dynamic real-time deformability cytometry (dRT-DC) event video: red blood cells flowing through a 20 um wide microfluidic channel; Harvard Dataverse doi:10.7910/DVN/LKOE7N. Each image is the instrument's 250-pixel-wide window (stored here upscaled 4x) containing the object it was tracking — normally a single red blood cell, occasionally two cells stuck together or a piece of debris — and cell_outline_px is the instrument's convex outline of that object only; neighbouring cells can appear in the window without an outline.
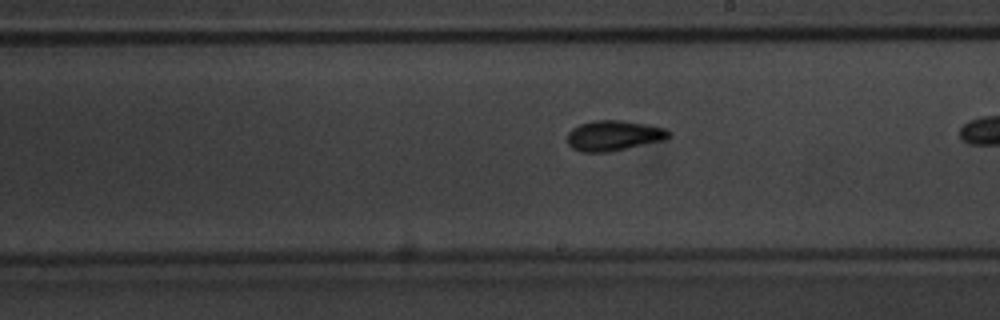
{"species": "common noctule bat (a hibernating species)", "species_latin": "Nyctalus noctula", "temperature_condition": "warm", "stored_images_in_passage": 37, "camera_frame_rate_fps": 3000, "um_per_image_px": 0.085, "animal": {"sex": "male", "body_mass_g": 20.1, "forearm_length_mm": 53.5}, "frame": {"image": 1, "passage_image": 27, "time_ms": 8.667, "image_size_px": [1000, 320], "cell_outline_px": [[672, 136], [664, 140], [608, 152], [580, 152], [572, 148], [568, 144], [568, 132], [572, 128], [580, 124], [592, 120], [620, 120], [644, 124], [664, 128], [672, 132]], "centroid_in_image_um": [52.16, 11.52], "position_along_channel_um": 236.8, "area_um2": 17.92}}